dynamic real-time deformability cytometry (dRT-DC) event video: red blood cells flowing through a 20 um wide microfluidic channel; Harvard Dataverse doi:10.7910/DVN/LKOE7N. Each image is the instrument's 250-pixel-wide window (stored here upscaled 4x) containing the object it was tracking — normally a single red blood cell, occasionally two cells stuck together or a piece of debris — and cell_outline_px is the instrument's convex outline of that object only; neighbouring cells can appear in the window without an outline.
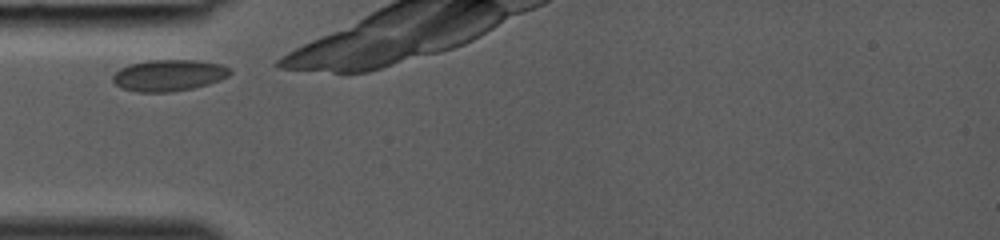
{"species": "common noctule bat (a hibernating species)", "species_latin": "Nyctalus noctula", "temperature_condition": "room temperature", "stored_images_in_passage": 6, "camera_frame_rate_fps": 3000, "um_per_image_px": 0.085, "animal": {"sex": "female", "body_mass_g": 19.0, "forearm_length_mm": 53.3}, "frame": {"image": 1, "passage_image": 1, "time_ms": 0.0, "image_size_px": [1000, 240], "cell_outline_px": [[232, 72], [228, 76], [220, 80], [208, 84], [192, 88], [172, 92], [136, 92], [120, 88], [112, 80], [112, 76], [120, 68], [128, 64], [148, 60], [196, 60], [220, 64], [228, 68]], "centroid_in_image_um": [14.31, 6.4], "position_along_channel_um": 70.7, "area_um2": 21.56}}